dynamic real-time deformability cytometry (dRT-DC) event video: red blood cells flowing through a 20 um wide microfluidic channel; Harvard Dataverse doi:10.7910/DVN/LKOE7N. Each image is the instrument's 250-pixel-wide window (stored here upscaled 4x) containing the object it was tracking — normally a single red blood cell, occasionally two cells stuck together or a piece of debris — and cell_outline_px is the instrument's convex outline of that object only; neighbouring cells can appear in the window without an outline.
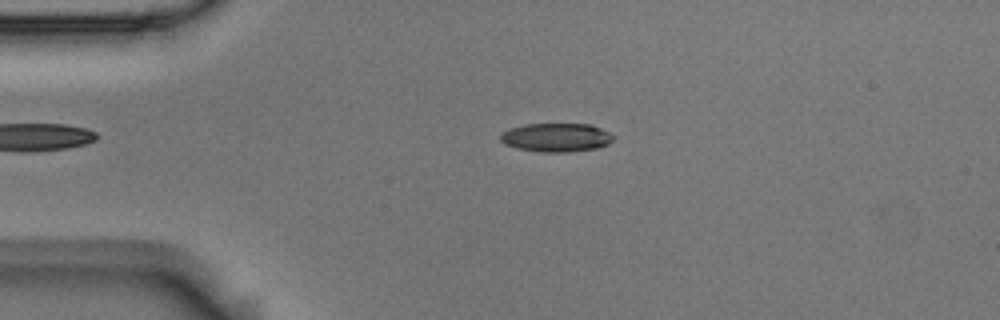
{"species": "Egyptian fruit bat (a non-hibernating species)", "species_latin": "Rousettus aegyptiacus", "temperature_condition": "room temperature", "stored_images_in_passage": 4, "camera_frame_rate_fps": 3000, "um_per_image_px": 0.085, "animal": {"sex": "male"}, "frame": {"image": 1, "passage_image": 3, "time_ms": 0.667, "image_size_px": [1000, 320], "cell_outline_px": [[616, 136], [608, 144], [596, 148], [568, 152], [540, 152], [516, 148], [504, 144], [500, 140], [500, 136], [508, 128], [524, 124], [592, 124]], "centroid_in_image_um": [47.27, 11.68], "position_along_channel_um": 37.7, "area_um2": 18.96}}